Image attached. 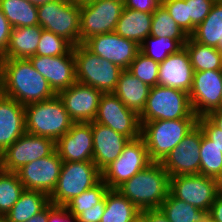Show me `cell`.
<instances>
[{"mask_svg": "<svg viewBox=\"0 0 222 222\" xmlns=\"http://www.w3.org/2000/svg\"><path fill=\"white\" fill-rule=\"evenodd\" d=\"M76 82L113 93L123 69L91 52L84 44L73 47Z\"/></svg>", "mask_w": 222, "mask_h": 222, "instance_id": "5", "label": "cell"}, {"mask_svg": "<svg viewBox=\"0 0 222 222\" xmlns=\"http://www.w3.org/2000/svg\"><path fill=\"white\" fill-rule=\"evenodd\" d=\"M0 170H1V154H0Z\"/></svg>", "mask_w": 222, "mask_h": 222, "instance_id": "61", "label": "cell"}, {"mask_svg": "<svg viewBox=\"0 0 222 222\" xmlns=\"http://www.w3.org/2000/svg\"><path fill=\"white\" fill-rule=\"evenodd\" d=\"M183 47L194 71L222 70V53L217 48L196 42L190 36Z\"/></svg>", "mask_w": 222, "mask_h": 222, "instance_id": "30", "label": "cell"}, {"mask_svg": "<svg viewBox=\"0 0 222 222\" xmlns=\"http://www.w3.org/2000/svg\"><path fill=\"white\" fill-rule=\"evenodd\" d=\"M150 88L129 70H123L113 93L128 109L140 115L145 107Z\"/></svg>", "mask_w": 222, "mask_h": 222, "instance_id": "24", "label": "cell"}, {"mask_svg": "<svg viewBox=\"0 0 222 222\" xmlns=\"http://www.w3.org/2000/svg\"><path fill=\"white\" fill-rule=\"evenodd\" d=\"M72 1L79 4V5H82V4H85V3H88V2H91L94 0H72Z\"/></svg>", "mask_w": 222, "mask_h": 222, "instance_id": "53", "label": "cell"}, {"mask_svg": "<svg viewBox=\"0 0 222 222\" xmlns=\"http://www.w3.org/2000/svg\"><path fill=\"white\" fill-rule=\"evenodd\" d=\"M12 26L0 10V58L4 55L10 41Z\"/></svg>", "mask_w": 222, "mask_h": 222, "instance_id": "46", "label": "cell"}, {"mask_svg": "<svg viewBox=\"0 0 222 222\" xmlns=\"http://www.w3.org/2000/svg\"><path fill=\"white\" fill-rule=\"evenodd\" d=\"M132 222H148L147 218L140 212L133 220Z\"/></svg>", "mask_w": 222, "mask_h": 222, "instance_id": "51", "label": "cell"}, {"mask_svg": "<svg viewBox=\"0 0 222 222\" xmlns=\"http://www.w3.org/2000/svg\"><path fill=\"white\" fill-rule=\"evenodd\" d=\"M105 210V198L93 208L84 209L77 217V222H100Z\"/></svg>", "mask_w": 222, "mask_h": 222, "instance_id": "44", "label": "cell"}, {"mask_svg": "<svg viewBox=\"0 0 222 222\" xmlns=\"http://www.w3.org/2000/svg\"><path fill=\"white\" fill-rule=\"evenodd\" d=\"M94 122L110 127L130 140L141 137L139 115L128 109L114 93H103Z\"/></svg>", "mask_w": 222, "mask_h": 222, "instance_id": "12", "label": "cell"}, {"mask_svg": "<svg viewBox=\"0 0 222 222\" xmlns=\"http://www.w3.org/2000/svg\"><path fill=\"white\" fill-rule=\"evenodd\" d=\"M140 52L154 61L163 62L170 54L177 53L183 46L169 37L148 36L140 45Z\"/></svg>", "mask_w": 222, "mask_h": 222, "instance_id": "36", "label": "cell"}, {"mask_svg": "<svg viewBox=\"0 0 222 222\" xmlns=\"http://www.w3.org/2000/svg\"><path fill=\"white\" fill-rule=\"evenodd\" d=\"M197 119L157 120L141 124V138L147 147L150 161L162 162L197 125Z\"/></svg>", "mask_w": 222, "mask_h": 222, "instance_id": "4", "label": "cell"}, {"mask_svg": "<svg viewBox=\"0 0 222 222\" xmlns=\"http://www.w3.org/2000/svg\"><path fill=\"white\" fill-rule=\"evenodd\" d=\"M25 121L27 133L55 142L75 123L57 94L50 99L26 105Z\"/></svg>", "mask_w": 222, "mask_h": 222, "instance_id": "3", "label": "cell"}, {"mask_svg": "<svg viewBox=\"0 0 222 222\" xmlns=\"http://www.w3.org/2000/svg\"><path fill=\"white\" fill-rule=\"evenodd\" d=\"M99 89L75 82L57 95L75 123L93 122L102 96Z\"/></svg>", "mask_w": 222, "mask_h": 222, "instance_id": "19", "label": "cell"}, {"mask_svg": "<svg viewBox=\"0 0 222 222\" xmlns=\"http://www.w3.org/2000/svg\"><path fill=\"white\" fill-rule=\"evenodd\" d=\"M170 176L161 162H151L117 190L140 211L159 209L169 194Z\"/></svg>", "mask_w": 222, "mask_h": 222, "instance_id": "2", "label": "cell"}, {"mask_svg": "<svg viewBox=\"0 0 222 222\" xmlns=\"http://www.w3.org/2000/svg\"><path fill=\"white\" fill-rule=\"evenodd\" d=\"M197 124L203 133L219 148L222 149V131L207 116H201L197 119Z\"/></svg>", "mask_w": 222, "mask_h": 222, "instance_id": "42", "label": "cell"}, {"mask_svg": "<svg viewBox=\"0 0 222 222\" xmlns=\"http://www.w3.org/2000/svg\"><path fill=\"white\" fill-rule=\"evenodd\" d=\"M39 26L67 40L80 44V5L72 0H54L38 6Z\"/></svg>", "mask_w": 222, "mask_h": 222, "instance_id": "8", "label": "cell"}, {"mask_svg": "<svg viewBox=\"0 0 222 222\" xmlns=\"http://www.w3.org/2000/svg\"><path fill=\"white\" fill-rule=\"evenodd\" d=\"M28 2H31L32 4L36 5V6H40L42 4L54 1V0H27Z\"/></svg>", "mask_w": 222, "mask_h": 222, "instance_id": "52", "label": "cell"}, {"mask_svg": "<svg viewBox=\"0 0 222 222\" xmlns=\"http://www.w3.org/2000/svg\"><path fill=\"white\" fill-rule=\"evenodd\" d=\"M160 209L170 222H204L208 218V211L175 198L170 192Z\"/></svg>", "mask_w": 222, "mask_h": 222, "instance_id": "32", "label": "cell"}, {"mask_svg": "<svg viewBox=\"0 0 222 222\" xmlns=\"http://www.w3.org/2000/svg\"><path fill=\"white\" fill-rule=\"evenodd\" d=\"M202 129L197 124L161 162L170 177L200 174Z\"/></svg>", "mask_w": 222, "mask_h": 222, "instance_id": "15", "label": "cell"}, {"mask_svg": "<svg viewBox=\"0 0 222 222\" xmlns=\"http://www.w3.org/2000/svg\"><path fill=\"white\" fill-rule=\"evenodd\" d=\"M84 45L94 54L123 70H128L140 51V46L135 41L123 38L116 32L93 36Z\"/></svg>", "mask_w": 222, "mask_h": 222, "instance_id": "17", "label": "cell"}, {"mask_svg": "<svg viewBox=\"0 0 222 222\" xmlns=\"http://www.w3.org/2000/svg\"><path fill=\"white\" fill-rule=\"evenodd\" d=\"M150 35L176 39L182 46H184L189 37L173 20L163 5L153 13Z\"/></svg>", "mask_w": 222, "mask_h": 222, "instance_id": "34", "label": "cell"}, {"mask_svg": "<svg viewBox=\"0 0 222 222\" xmlns=\"http://www.w3.org/2000/svg\"><path fill=\"white\" fill-rule=\"evenodd\" d=\"M2 94V66L0 60V95Z\"/></svg>", "mask_w": 222, "mask_h": 222, "instance_id": "54", "label": "cell"}, {"mask_svg": "<svg viewBox=\"0 0 222 222\" xmlns=\"http://www.w3.org/2000/svg\"><path fill=\"white\" fill-rule=\"evenodd\" d=\"M116 1H120V2H122V3H125V0H116Z\"/></svg>", "mask_w": 222, "mask_h": 222, "instance_id": "59", "label": "cell"}, {"mask_svg": "<svg viewBox=\"0 0 222 222\" xmlns=\"http://www.w3.org/2000/svg\"><path fill=\"white\" fill-rule=\"evenodd\" d=\"M222 191L220 182L202 174L170 177L169 192L196 208L208 211L217 195Z\"/></svg>", "mask_w": 222, "mask_h": 222, "instance_id": "10", "label": "cell"}, {"mask_svg": "<svg viewBox=\"0 0 222 222\" xmlns=\"http://www.w3.org/2000/svg\"><path fill=\"white\" fill-rule=\"evenodd\" d=\"M72 48L73 46L64 38L43 29L35 55L50 57L66 55Z\"/></svg>", "mask_w": 222, "mask_h": 222, "instance_id": "39", "label": "cell"}, {"mask_svg": "<svg viewBox=\"0 0 222 222\" xmlns=\"http://www.w3.org/2000/svg\"><path fill=\"white\" fill-rule=\"evenodd\" d=\"M29 61L37 72L48 81L56 94L76 82L73 48L66 55L54 57L34 55L29 58Z\"/></svg>", "mask_w": 222, "mask_h": 222, "instance_id": "18", "label": "cell"}, {"mask_svg": "<svg viewBox=\"0 0 222 222\" xmlns=\"http://www.w3.org/2000/svg\"><path fill=\"white\" fill-rule=\"evenodd\" d=\"M43 28L39 25L13 27L9 45L1 58L29 59L34 56Z\"/></svg>", "mask_w": 222, "mask_h": 222, "instance_id": "26", "label": "cell"}, {"mask_svg": "<svg viewBox=\"0 0 222 222\" xmlns=\"http://www.w3.org/2000/svg\"><path fill=\"white\" fill-rule=\"evenodd\" d=\"M188 11V18L191 19V34L208 16L214 0H185Z\"/></svg>", "mask_w": 222, "mask_h": 222, "instance_id": "41", "label": "cell"}, {"mask_svg": "<svg viewBox=\"0 0 222 222\" xmlns=\"http://www.w3.org/2000/svg\"><path fill=\"white\" fill-rule=\"evenodd\" d=\"M219 182H220V186H221V189H222V179Z\"/></svg>", "mask_w": 222, "mask_h": 222, "instance_id": "60", "label": "cell"}, {"mask_svg": "<svg viewBox=\"0 0 222 222\" xmlns=\"http://www.w3.org/2000/svg\"><path fill=\"white\" fill-rule=\"evenodd\" d=\"M101 180V171L93 161L63 162L50 202L65 206L71 199L92 188Z\"/></svg>", "mask_w": 222, "mask_h": 222, "instance_id": "7", "label": "cell"}, {"mask_svg": "<svg viewBox=\"0 0 222 222\" xmlns=\"http://www.w3.org/2000/svg\"><path fill=\"white\" fill-rule=\"evenodd\" d=\"M2 94L23 106L50 99L56 95L48 81L32 66L29 59L0 58Z\"/></svg>", "mask_w": 222, "mask_h": 222, "instance_id": "1", "label": "cell"}, {"mask_svg": "<svg viewBox=\"0 0 222 222\" xmlns=\"http://www.w3.org/2000/svg\"><path fill=\"white\" fill-rule=\"evenodd\" d=\"M49 203L48 194L38 190H24L18 201L2 219L5 222H26Z\"/></svg>", "mask_w": 222, "mask_h": 222, "instance_id": "27", "label": "cell"}, {"mask_svg": "<svg viewBox=\"0 0 222 222\" xmlns=\"http://www.w3.org/2000/svg\"><path fill=\"white\" fill-rule=\"evenodd\" d=\"M141 211L117 189L105 195V210L100 222H132Z\"/></svg>", "mask_w": 222, "mask_h": 222, "instance_id": "28", "label": "cell"}, {"mask_svg": "<svg viewBox=\"0 0 222 222\" xmlns=\"http://www.w3.org/2000/svg\"><path fill=\"white\" fill-rule=\"evenodd\" d=\"M207 117L222 131V110L212 111Z\"/></svg>", "mask_w": 222, "mask_h": 222, "instance_id": "50", "label": "cell"}, {"mask_svg": "<svg viewBox=\"0 0 222 222\" xmlns=\"http://www.w3.org/2000/svg\"><path fill=\"white\" fill-rule=\"evenodd\" d=\"M129 72L150 87L158 85L159 63L140 51L128 68Z\"/></svg>", "mask_w": 222, "mask_h": 222, "instance_id": "38", "label": "cell"}, {"mask_svg": "<svg viewBox=\"0 0 222 222\" xmlns=\"http://www.w3.org/2000/svg\"><path fill=\"white\" fill-rule=\"evenodd\" d=\"M204 222H214L210 217H208Z\"/></svg>", "mask_w": 222, "mask_h": 222, "instance_id": "56", "label": "cell"}, {"mask_svg": "<svg viewBox=\"0 0 222 222\" xmlns=\"http://www.w3.org/2000/svg\"><path fill=\"white\" fill-rule=\"evenodd\" d=\"M162 4L165 2V1H168V0H159Z\"/></svg>", "mask_w": 222, "mask_h": 222, "instance_id": "58", "label": "cell"}, {"mask_svg": "<svg viewBox=\"0 0 222 222\" xmlns=\"http://www.w3.org/2000/svg\"><path fill=\"white\" fill-rule=\"evenodd\" d=\"M108 190V186L101 179L92 188L71 199L64 207L77 218L84 209L93 208V205L101 202Z\"/></svg>", "mask_w": 222, "mask_h": 222, "instance_id": "37", "label": "cell"}, {"mask_svg": "<svg viewBox=\"0 0 222 222\" xmlns=\"http://www.w3.org/2000/svg\"><path fill=\"white\" fill-rule=\"evenodd\" d=\"M48 222H77V218L64 206H55L50 202Z\"/></svg>", "mask_w": 222, "mask_h": 222, "instance_id": "45", "label": "cell"}, {"mask_svg": "<svg viewBox=\"0 0 222 222\" xmlns=\"http://www.w3.org/2000/svg\"><path fill=\"white\" fill-rule=\"evenodd\" d=\"M200 174L222 179V149L215 145L202 131L200 144Z\"/></svg>", "mask_w": 222, "mask_h": 222, "instance_id": "33", "label": "cell"}, {"mask_svg": "<svg viewBox=\"0 0 222 222\" xmlns=\"http://www.w3.org/2000/svg\"><path fill=\"white\" fill-rule=\"evenodd\" d=\"M63 161L55 150L51 155L23 165L16 171L25 190H38L50 195L56 187Z\"/></svg>", "mask_w": 222, "mask_h": 222, "instance_id": "16", "label": "cell"}, {"mask_svg": "<svg viewBox=\"0 0 222 222\" xmlns=\"http://www.w3.org/2000/svg\"><path fill=\"white\" fill-rule=\"evenodd\" d=\"M124 3L94 0L80 5V44L93 36L115 32Z\"/></svg>", "mask_w": 222, "mask_h": 222, "instance_id": "9", "label": "cell"}, {"mask_svg": "<svg viewBox=\"0 0 222 222\" xmlns=\"http://www.w3.org/2000/svg\"><path fill=\"white\" fill-rule=\"evenodd\" d=\"M162 3L159 0H125L124 7L140 12L154 13Z\"/></svg>", "mask_w": 222, "mask_h": 222, "instance_id": "43", "label": "cell"}, {"mask_svg": "<svg viewBox=\"0 0 222 222\" xmlns=\"http://www.w3.org/2000/svg\"><path fill=\"white\" fill-rule=\"evenodd\" d=\"M141 213L148 222H170L160 208L143 210Z\"/></svg>", "mask_w": 222, "mask_h": 222, "instance_id": "48", "label": "cell"}, {"mask_svg": "<svg viewBox=\"0 0 222 222\" xmlns=\"http://www.w3.org/2000/svg\"><path fill=\"white\" fill-rule=\"evenodd\" d=\"M56 151L63 162L92 161V122L74 123L70 130L56 141Z\"/></svg>", "mask_w": 222, "mask_h": 222, "instance_id": "20", "label": "cell"}, {"mask_svg": "<svg viewBox=\"0 0 222 222\" xmlns=\"http://www.w3.org/2000/svg\"><path fill=\"white\" fill-rule=\"evenodd\" d=\"M218 110H222V99H221V105Z\"/></svg>", "mask_w": 222, "mask_h": 222, "instance_id": "57", "label": "cell"}, {"mask_svg": "<svg viewBox=\"0 0 222 222\" xmlns=\"http://www.w3.org/2000/svg\"><path fill=\"white\" fill-rule=\"evenodd\" d=\"M0 10L12 28L39 25L38 6L27 0H0Z\"/></svg>", "mask_w": 222, "mask_h": 222, "instance_id": "31", "label": "cell"}, {"mask_svg": "<svg viewBox=\"0 0 222 222\" xmlns=\"http://www.w3.org/2000/svg\"><path fill=\"white\" fill-rule=\"evenodd\" d=\"M194 69L187 50L183 47L159 63L158 85L179 89L189 93Z\"/></svg>", "mask_w": 222, "mask_h": 222, "instance_id": "21", "label": "cell"}, {"mask_svg": "<svg viewBox=\"0 0 222 222\" xmlns=\"http://www.w3.org/2000/svg\"><path fill=\"white\" fill-rule=\"evenodd\" d=\"M189 99L197 117L218 110L222 99V70L194 71Z\"/></svg>", "mask_w": 222, "mask_h": 222, "instance_id": "14", "label": "cell"}, {"mask_svg": "<svg viewBox=\"0 0 222 222\" xmlns=\"http://www.w3.org/2000/svg\"><path fill=\"white\" fill-rule=\"evenodd\" d=\"M173 20L188 35H191V19L188 18L185 0H168L162 4Z\"/></svg>", "mask_w": 222, "mask_h": 222, "instance_id": "40", "label": "cell"}, {"mask_svg": "<svg viewBox=\"0 0 222 222\" xmlns=\"http://www.w3.org/2000/svg\"><path fill=\"white\" fill-rule=\"evenodd\" d=\"M217 49L222 53V39L220 40V44Z\"/></svg>", "mask_w": 222, "mask_h": 222, "instance_id": "55", "label": "cell"}, {"mask_svg": "<svg viewBox=\"0 0 222 222\" xmlns=\"http://www.w3.org/2000/svg\"><path fill=\"white\" fill-rule=\"evenodd\" d=\"M214 222H222V191L217 195L208 212Z\"/></svg>", "mask_w": 222, "mask_h": 222, "instance_id": "47", "label": "cell"}, {"mask_svg": "<svg viewBox=\"0 0 222 222\" xmlns=\"http://www.w3.org/2000/svg\"><path fill=\"white\" fill-rule=\"evenodd\" d=\"M24 190L16 172L0 170V218L11 210Z\"/></svg>", "mask_w": 222, "mask_h": 222, "instance_id": "35", "label": "cell"}, {"mask_svg": "<svg viewBox=\"0 0 222 222\" xmlns=\"http://www.w3.org/2000/svg\"><path fill=\"white\" fill-rule=\"evenodd\" d=\"M152 13L123 8L115 32L123 38L135 41L140 45L150 36Z\"/></svg>", "mask_w": 222, "mask_h": 222, "instance_id": "25", "label": "cell"}, {"mask_svg": "<svg viewBox=\"0 0 222 222\" xmlns=\"http://www.w3.org/2000/svg\"><path fill=\"white\" fill-rule=\"evenodd\" d=\"M151 161L144 140H130L120 156L101 171V179L109 189H117Z\"/></svg>", "mask_w": 222, "mask_h": 222, "instance_id": "11", "label": "cell"}, {"mask_svg": "<svg viewBox=\"0 0 222 222\" xmlns=\"http://www.w3.org/2000/svg\"><path fill=\"white\" fill-rule=\"evenodd\" d=\"M93 163L102 171L122 153L130 139L110 127L92 122Z\"/></svg>", "mask_w": 222, "mask_h": 222, "instance_id": "22", "label": "cell"}, {"mask_svg": "<svg viewBox=\"0 0 222 222\" xmlns=\"http://www.w3.org/2000/svg\"><path fill=\"white\" fill-rule=\"evenodd\" d=\"M190 37L201 44L218 48L222 39V1H215L208 16Z\"/></svg>", "mask_w": 222, "mask_h": 222, "instance_id": "29", "label": "cell"}, {"mask_svg": "<svg viewBox=\"0 0 222 222\" xmlns=\"http://www.w3.org/2000/svg\"><path fill=\"white\" fill-rule=\"evenodd\" d=\"M140 123L157 120H175L181 118H198L193 112L189 93L162 85L150 88Z\"/></svg>", "mask_w": 222, "mask_h": 222, "instance_id": "6", "label": "cell"}, {"mask_svg": "<svg viewBox=\"0 0 222 222\" xmlns=\"http://www.w3.org/2000/svg\"><path fill=\"white\" fill-rule=\"evenodd\" d=\"M49 218V204L36 215H33L29 220L26 222H48Z\"/></svg>", "mask_w": 222, "mask_h": 222, "instance_id": "49", "label": "cell"}, {"mask_svg": "<svg viewBox=\"0 0 222 222\" xmlns=\"http://www.w3.org/2000/svg\"><path fill=\"white\" fill-rule=\"evenodd\" d=\"M26 133L25 106L0 95V154Z\"/></svg>", "mask_w": 222, "mask_h": 222, "instance_id": "23", "label": "cell"}, {"mask_svg": "<svg viewBox=\"0 0 222 222\" xmlns=\"http://www.w3.org/2000/svg\"><path fill=\"white\" fill-rule=\"evenodd\" d=\"M56 142L47 137L24 133L1 154V169L16 172L23 165L51 155Z\"/></svg>", "mask_w": 222, "mask_h": 222, "instance_id": "13", "label": "cell"}]
</instances>
